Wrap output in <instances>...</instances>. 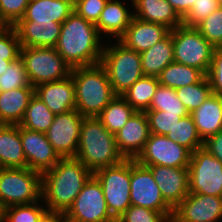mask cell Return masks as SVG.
Returning <instances> with one entry per match:
<instances>
[{
	"mask_svg": "<svg viewBox=\"0 0 222 222\" xmlns=\"http://www.w3.org/2000/svg\"><path fill=\"white\" fill-rule=\"evenodd\" d=\"M92 175L76 158H61L41 175V198L47 210L65 213Z\"/></svg>",
	"mask_w": 222,
	"mask_h": 222,
	"instance_id": "6da1fadb",
	"label": "cell"
},
{
	"mask_svg": "<svg viewBox=\"0 0 222 222\" xmlns=\"http://www.w3.org/2000/svg\"><path fill=\"white\" fill-rule=\"evenodd\" d=\"M100 36L95 24L73 11L62 23L55 48L72 68L98 64L105 44Z\"/></svg>",
	"mask_w": 222,
	"mask_h": 222,
	"instance_id": "7a4b0ae2",
	"label": "cell"
},
{
	"mask_svg": "<svg viewBox=\"0 0 222 222\" xmlns=\"http://www.w3.org/2000/svg\"><path fill=\"white\" fill-rule=\"evenodd\" d=\"M75 158L92 173L120 163L115 134L109 132L98 117H84Z\"/></svg>",
	"mask_w": 222,
	"mask_h": 222,
	"instance_id": "3957f363",
	"label": "cell"
},
{
	"mask_svg": "<svg viewBox=\"0 0 222 222\" xmlns=\"http://www.w3.org/2000/svg\"><path fill=\"white\" fill-rule=\"evenodd\" d=\"M71 76L75 84L76 110L83 117H98L116 96L101 63L74 67Z\"/></svg>",
	"mask_w": 222,
	"mask_h": 222,
	"instance_id": "277c9868",
	"label": "cell"
},
{
	"mask_svg": "<svg viewBox=\"0 0 222 222\" xmlns=\"http://www.w3.org/2000/svg\"><path fill=\"white\" fill-rule=\"evenodd\" d=\"M115 42L104 45L100 63L107 72L114 94L122 96L144 74L141 54L126 47L119 40Z\"/></svg>",
	"mask_w": 222,
	"mask_h": 222,
	"instance_id": "5b68a950",
	"label": "cell"
},
{
	"mask_svg": "<svg viewBox=\"0 0 222 222\" xmlns=\"http://www.w3.org/2000/svg\"><path fill=\"white\" fill-rule=\"evenodd\" d=\"M20 57L24 62L29 82L34 88L71 75L72 67L55 47H21Z\"/></svg>",
	"mask_w": 222,
	"mask_h": 222,
	"instance_id": "8992f818",
	"label": "cell"
},
{
	"mask_svg": "<svg viewBox=\"0 0 222 222\" xmlns=\"http://www.w3.org/2000/svg\"><path fill=\"white\" fill-rule=\"evenodd\" d=\"M93 175L101 184L108 211L117 220L131 206V159L98 169Z\"/></svg>",
	"mask_w": 222,
	"mask_h": 222,
	"instance_id": "52a82bcc",
	"label": "cell"
},
{
	"mask_svg": "<svg viewBox=\"0 0 222 222\" xmlns=\"http://www.w3.org/2000/svg\"><path fill=\"white\" fill-rule=\"evenodd\" d=\"M41 199V174L29 168H0L3 206L31 204Z\"/></svg>",
	"mask_w": 222,
	"mask_h": 222,
	"instance_id": "ba28073f",
	"label": "cell"
},
{
	"mask_svg": "<svg viewBox=\"0 0 222 222\" xmlns=\"http://www.w3.org/2000/svg\"><path fill=\"white\" fill-rule=\"evenodd\" d=\"M174 61L201 70L207 75L214 47L195 28L180 25L172 30Z\"/></svg>",
	"mask_w": 222,
	"mask_h": 222,
	"instance_id": "9c48e42d",
	"label": "cell"
},
{
	"mask_svg": "<svg viewBox=\"0 0 222 222\" xmlns=\"http://www.w3.org/2000/svg\"><path fill=\"white\" fill-rule=\"evenodd\" d=\"M64 215L67 222H116L108 211L101 184L94 175Z\"/></svg>",
	"mask_w": 222,
	"mask_h": 222,
	"instance_id": "30bf717a",
	"label": "cell"
},
{
	"mask_svg": "<svg viewBox=\"0 0 222 222\" xmlns=\"http://www.w3.org/2000/svg\"><path fill=\"white\" fill-rule=\"evenodd\" d=\"M189 193L222 197V163L203 147L189 162Z\"/></svg>",
	"mask_w": 222,
	"mask_h": 222,
	"instance_id": "8fae6325",
	"label": "cell"
},
{
	"mask_svg": "<svg viewBox=\"0 0 222 222\" xmlns=\"http://www.w3.org/2000/svg\"><path fill=\"white\" fill-rule=\"evenodd\" d=\"M130 200L133 206L161 212L165 217L173 213V209L163 199L150 169L135 159H131Z\"/></svg>",
	"mask_w": 222,
	"mask_h": 222,
	"instance_id": "7c38bea8",
	"label": "cell"
},
{
	"mask_svg": "<svg viewBox=\"0 0 222 222\" xmlns=\"http://www.w3.org/2000/svg\"><path fill=\"white\" fill-rule=\"evenodd\" d=\"M192 152L164 135L150 133L141 153L135 159L143 166L161 165L188 168Z\"/></svg>",
	"mask_w": 222,
	"mask_h": 222,
	"instance_id": "4fadbf2b",
	"label": "cell"
},
{
	"mask_svg": "<svg viewBox=\"0 0 222 222\" xmlns=\"http://www.w3.org/2000/svg\"><path fill=\"white\" fill-rule=\"evenodd\" d=\"M83 118L76 109L54 116L45 134L60 158H75Z\"/></svg>",
	"mask_w": 222,
	"mask_h": 222,
	"instance_id": "5bb4252c",
	"label": "cell"
},
{
	"mask_svg": "<svg viewBox=\"0 0 222 222\" xmlns=\"http://www.w3.org/2000/svg\"><path fill=\"white\" fill-rule=\"evenodd\" d=\"M19 133L27 168L42 175L51 170L61 159L54 151L45 133L23 128L20 125Z\"/></svg>",
	"mask_w": 222,
	"mask_h": 222,
	"instance_id": "9a60e30c",
	"label": "cell"
},
{
	"mask_svg": "<svg viewBox=\"0 0 222 222\" xmlns=\"http://www.w3.org/2000/svg\"><path fill=\"white\" fill-rule=\"evenodd\" d=\"M183 222H219L222 219V197L189 193L174 209Z\"/></svg>",
	"mask_w": 222,
	"mask_h": 222,
	"instance_id": "2e32d148",
	"label": "cell"
},
{
	"mask_svg": "<svg viewBox=\"0 0 222 222\" xmlns=\"http://www.w3.org/2000/svg\"><path fill=\"white\" fill-rule=\"evenodd\" d=\"M165 202L174 209L189 194V169L147 166Z\"/></svg>",
	"mask_w": 222,
	"mask_h": 222,
	"instance_id": "e0dca14e",
	"label": "cell"
},
{
	"mask_svg": "<svg viewBox=\"0 0 222 222\" xmlns=\"http://www.w3.org/2000/svg\"><path fill=\"white\" fill-rule=\"evenodd\" d=\"M150 129L145 112H135L116 134L119 153L124 159H136L149 139Z\"/></svg>",
	"mask_w": 222,
	"mask_h": 222,
	"instance_id": "ac0fdd59",
	"label": "cell"
},
{
	"mask_svg": "<svg viewBox=\"0 0 222 222\" xmlns=\"http://www.w3.org/2000/svg\"><path fill=\"white\" fill-rule=\"evenodd\" d=\"M35 94L54 115L76 109L75 84L71 75L62 80L36 86Z\"/></svg>",
	"mask_w": 222,
	"mask_h": 222,
	"instance_id": "d6986e66",
	"label": "cell"
},
{
	"mask_svg": "<svg viewBox=\"0 0 222 222\" xmlns=\"http://www.w3.org/2000/svg\"><path fill=\"white\" fill-rule=\"evenodd\" d=\"M170 31L164 25L133 17L125 33L118 40L126 47L141 53L164 39Z\"/></svg>",
	"mask_w": 222,
	"mask_h": 222,
	"instance_id": "ffe728a7",
	"label": "cell"
},
{
	"mask_svg": "<svg viewBox=\"0 0 222 222\" xmlns=\"http://www.w3.org/2000/svg\"><path fill=\"white\" fill-rule=\"evenodd\" d=\"M61 26L53 21H18L14 28L21 47H56Z\"/></svg>",
	"mask_w": 222,
	"mask_h": 222,
	"instance_id": "44dd1931",
	"label": "cell"
},
{
	"mask_svg": "<svg viewBox=\"0 0 222 222\" xmlns=\"http://www.w3.org/2000/svg\"><path fill=\"white\" fill-rule=\"evenodd\" d=\"M133 5V17L158 23L170 30L183 24L182 19L167 0H130ZM136 10V11H135Z\"/></svg>",
	"mask_w": 222,
	"mask_h": 222,
	"instance_id": "7402d4cb",
	"label": "cell"
},
{
	"mask_svg": "<svg viewBox=\"0 0 222 222\" xmlns=\"http://www.w3.org/2000/svg\"><path fill=\"white\" fill-rule=\"evenodd\" d=\"M121 0H108L100 17L95 24L99 34H107L117 40L125 33L133 18V11L120 2ZM110 34V35H109ZM115 37V38H114Z\"/></svg>",
	"mask_w": 222,
	"mask_h": 222,
	"instance_id": "603a6c76",
	"label": "cell"
},
{
	"mask_svg": "<svg viewBox=\"0 0 222 222\" xmlns=\"http://www.w3.org/2000/svg\"><path fill=\"white\" fill-rule=\"evenodd\" d=\"M190 114L203 142L222 131V97L220 95L212 93L200 107Z\"/></svg>",
	"mask_w": 222,
	"mask_h": 222,
	"instance_id": "cb8c5ba5",
	"label": "cell"
},
{
	"mask_svg": "<svg viewBox=\"0 0 222 222\" xmlns=\"http://www.w3.org/2000/svg\"><path fill=\"white\" fill-rule=\"evenodd\" d=\"M34 93V87L0 92V124L19 125Z\"/></svg>",
	"mask_w": 222,
	"mask_h": 222,
	"instance_id": "d4e9b609",
	"label": "cell"
},
{
	"mask_svg": "<svg viewBox=\"0 0 222 222\" xmlns=\"http://www.w3.org/2000/svg\"><path fill=\"white\" fill-rule=\"evenodd\" d=\"M73 12V0H30L19 21H53L62 24Z\"/></svg>",
	"mask_w": 222,
	"mask_h": 222,
	"instance_id": "484cf974",
	"label": "cell"
},
{
	"mask_svg": "<svg viewBox=\"0 0 222 222\" xmlns=\"http://www.w3.org/2000/svg\"><path fill=\"white\" fill-rule=\"evenodd\" d=\"M0 168H27L19 125L0 124Z\"/></svg>",
	"mask_w": 222,
	"mask_h": 222,
	"instance_id": "4316f807",
	"label": "cell"
},
{
	"mask_svg": "<svg viewBox=\"0 0 222 222\" xmlns=\"http://www.w3.org/2000/svg\"><path fill=\"white\" fill-rule=\"evenodd\" d=\"M140 54L144 76L158 77L168 64L174 62L172 30L164 39Z\"/></svg>",
	"mask_w": 222,
	"mask_h": 222,
	"instance_id": "83f0119b",
	"label": "cell"
},
{
	"mask_svg": "<svg viewBox=\"0 0 222 222\" xmlns=\"http://www.w3.org/2000/svg\"><path fill=\"white\" fill-rule=\"evenodd\" d=\"M206 75L199 69L178 62L168 64L158 76L160 85L177 89L200 82Z\"/></svg>",
	"mask_w": 222,
	"mask_h": 222,
	"instance_id": "f1b7e54d",
	"label": "cell"
},
{
	"mask_svg": "<svg viewBox=\"0 0 222 222\" xmlns=\"http://www.w3.org/2000/svg\"><path fill=\"white\" fill-rule=\"evenodd\" d=\"M155 76H143L136 81L122 96L137 112H145L150 108L151 100L159 86Z\"/></svg>",
	"mask_w": 222,
	"mask_h": 222,
	"instance_id": "f546056e",
	"label": "cell"
},
{
	"mask_svg": "<svg viewBox=\"0 0 222 222\" xmlns=\"http://www.w3.org/2000/svg\"><path fill=\"white\" fill-rule=\"evenodd\" d=\"M135 112L123 96L116 95L98 118L109 132L116 134Z\"/></svg>",
	"mask_w": 222,
	"mask_h": 222,
	"instance_id": "4dcf8cb0",
	"label": "cell"
},
{
	"mask_svg": "<svg viewBox=\"0 0 222 222\" xmlns=\"http://www.w3.org/2000/svg\"><path fill=\"white\" fill-rule=\"evenodd\" d=\"M54 116L50 109L34 93L19 125L23 128L46 133L53 122Z\"/></svg>",
	"mask_w": 222,
	"mask_h": 222,
	"instance_id": "1f68e13d",
	"label": "cell"
},
{
	"mask_svg": "<svg viewBox=\"0 0 222 222\" xmlns=\"http://www.w3.org/2000/svg\"><path fill=\"white\" fill-rule=\"evenodd\" d=\"M166 137L171 139L173 142L186 147L192 153L203 147V141L198 135L196 125L194 124L191 114L182 117L175 125L172 132H169Z\"/></svg>",
	"mask_w": 222,
	"mask_h": 222,
	"instance_id": "d6a6232c",
	"label": "cell"
},
{
	"mask_svg": "<svg viewBox=\"0 0 222 222\" xmlns=\"http://www.w3.org/2000/svg\"><path fill=\"white\" fill-rule=\"evenodd\" d=\"M175 92L190 114L211 96L212 88L207 76H205L200 82L177 88Z\"/></svg>",
	"mask_w": 222,
	"mask_h": 222,
	"instance_id": "836d02e7",
	"label": "cell"
},
{
	"mask_svg": "<svg viewBox=\"0 0 222 222\" xmlns=\"http://www.w3.org/2000/svg\"><path fill=\"white\" fill-rule=\"evenodd\" d=\"M148 110H160L177 116L185 117L189 114L183 103L178 99L175 89L163 85L158 86L151 100Z\"/></svg>",
	"mask_w": 222,
	"mask_h": 222,
	"instance_id": "e575fe53",
	"label": "cell"
},
{
	"mask_svg": "<svg viewBox=\"0 0 222 222\" xmlns=\"http://www.w3.org/2000/svg\"><path fill=\"white\" fill-rule=\"evenodd\" d=\"M42 198L31 204L12 205L4 210L3 222H39L48 211ZM41 205V206H40Z\"/></svg>",
	"mask_w": 222,
	"mask_h": 222,
	"instance_id": "d590c367",
	"label": "cell"
},
{
	"mask_svg": "<svg viewBox=\"0 0 222 222\" xmlns=\"http://www.w3.org/2000/svg\"><path fill=\"white\" fill-rule=\"evenodd\" d=\"M22 87L33 86L29 82L23 60L18 57L0 75V92Z\"/></svg>",
	"mask_w": 222,
	"mask_h": 222,
	"instance_id": "8d00e7d4",
	"label": "cell"
},
{
	"mask_svg": "<svg viewBox=\"0 0 222 222\" xmlns=\"http://www.w3.org/2000/svg\"><path fill=\"white\" fill-rule=\"evenodd\" d=\"M195 28L213 46H222V7L217 8Z\"/></svg>",
	"mask_w": 222,
	"mask_h": 222,
	"instance_id": "74e56055",
	"label": "cell"
},
{
	"mask_svg": "<svg viewBox=\"0 0 222 222\" xmlns=\"http://www.w3.org/2000/svg\"><path fill=\"white\" fill-rule=\"evenodd\" d=\"M150 133L166 136L182 117L160 110H146Z\"/></svg>",
	"mask_w": 222,
	"mask_h": 222,
	"instance_id": "f35d334b",
	"label": "cell"
},
{
	"mask_svg": "<svg viewBox=\"0 0 222 222\" xmlns=\"http://www.w3.org/2000/svg\"><path fill=\"white\" fill-rule=\"evenodd\" d=\"M20 41L14 26H9L0 32V58L16 60L20 57Z\"/></svg>",
	"mask_w": 222,
	"mask_h": 222,
	"instance_id": "ab89813d",
	"label": "cell"
},
{
	"mask_svg": "<svg viewBox=\"0 0 222 222\" xmlns=\"http://www.w3.org/2000/svg\"><path fill=\"white\" fill-rule=\"evenodd\" d=\"M219 7L217 0H197L193 2L188 14L182 19L183 25L195 27Z\"/></svg>",
	"mask_w": 222,
	"mask_h": 222,
	"instance_id": "60d3db41",
	"label": "cell"
},
{
	"mask_svg": "<svg viewBox=\"0 0 222 222\" xmlns=\"http://www.w3.org/2000/svg\"><path fill=\"white\" fill-rule=\"evenodd\" d=\"M166 217L157 211L131 205L116 222H165Z\"/></svg>",
	"mask_w": 222,
	"mask_h": 222,
	"instance_id": "b9f144b4",
	"label": "cell"
},
{
	"mask_svg": "<svg viewBox=\"0 0 222 222\" xmlns=\"http://www.w3.org/2000/svg\"><path fill=\"white\" fill-rule=\"evenodd\" d=\"M108 0H73V11L96 24Z\"/></svg>",
	"mask_w": 222,
	"mask_h": 222,
	"instance_id": "7bdbcfd3",
	"label": "cell"
},
{
	"mask_svg": "<svg viewBox=\"0 0 222 222\" xmlns=\"http://www.w3.org/2000/svg\"><path fill=\"white\" fill-rule=\"evenodd\" d=\"M30 0H0V15L8 26H14L23 16Z\"/></svg>",
	"mask_w": 222,
	"mask_h": 222,
	"instance_id": "ee69618b",
	"label": "cell"
},
{
	"mask_svg": "<svg viewBox=\"0 0 222 222\" xmlns=\"http://www.w3.org/2000/svg\"><path fill=\"white\" fill-rule=\"evenodd\" d=\"M206 76L212 93L222 97V46L214 47L212 61Z\"/></svg>",
	"mask_w": 222,
	"mask_h": 222,
	"instance_id": "f6af8a7d",
	"label": "cell"
},
{
	"mask_svg": "<svg viewBox=\"0 0 222 222\" xmlns=\"http://www.w3.org/2000/svg\"><path fill=\"white\" fill-rule=\"evenodd\" d=\"M203 148L222 163V131L207 138L203 142Z\"/></svg>",
	"mask_w": 222,
	"mask_h": 222,
	"instance_id": "bcb514c9",
	"label": "cell"
},
{
	"mask_svg": "<svg viewBox=\"0 0 222 222\" xmlns=\"http://www.w3.org/2000/svg\"><path fill=\"white\" fill-rule=\"evenodd\" d=\"M181 19H183L197 0H167Z\"/></svg>",
	"mask_w": 222,
	"mask_h": 222,
	"instance_id": "7dc6e473",
	"label": "cell"
},
{
	"mask_svg": "<svg viewBox=\"0 0 222 222\" xmlns=\"http://www.w3.org/2000/svg\"><path fill=\"white\" fill-rule=\"evenodd\" d=\"M39 222H67L62 212L47 211Z\"/></svg>",
	"mask_w": 222,
	"mask_h": 222,
	"instance_id": "c3c4849f",
	"label": "cell"
},
{
	"mask_svg": "<svg viewBox=\"0 0 222 222\" xmlns=\"http://www.w3.org/2000/svg\"><path fill=\"white\" fill-rule=\"evenodd\" d=\"M15 60H4L0 58V75L7 69V67Z\"/></svg>",
	"mask_w": 222,
	"mask_h": 222,
	"instance_id": "681fc988",
	"label": "cell"
},
{
	"mask_svg": "<svg viewBox=\"0 0 222 222\" xmlns=\"http://www.w3.org/2000/svg\"><path fill=\"white\" fill-rule=\"evenodd\" d=\"M165 222H183L180 219H178L173 213L166 217Z\"/></svg>",
	"mask_w": 222,
	"mask_h": 222,
	"instance_id": "f907efd6",
	"label": "cell"
},
{
	"mask_svg": "<svg viewBox=\"0 0 222 222\" xmlns=\"http://www.w3.org/2000/svg\"><path fill=\"white\" fill-rule=\"evenodd\" d=\"M7 27H9L6 22L2 19L1 15H0V32L5 30Z\"/></svg>",
	"mask_w": 222,
	"mask_h": 222,
	"instance_id": "816d5d0a",
	"label": "cell"
},
{
	"mask_svg": "<svg viewBox=\"0 0 222 222\" xmlns=\"http://www.w3.org/2000/svg\"><path fill=\"white\" fill-rule=\"evenodd\" d=\"M4 210L5 207L3 206V204L0 202V222L4 221Z\"/></svg>",
	"mask_w": 222,
	"mask_h": 222,
	"instance_id": "f5cc1de1",
	"label": "cell"
},
{
	"mask_svg": "<svg viewBox=\"0 0 222 222\" xmlns=\"http://www.w3.org/2000/svg\"><path fill=\"white\" fill-rule=\"evenodd\" d=\"M219 2L220 7H222V0H217Z\"/></svg>",
	"mask_w": 222,
	"mask_h": 222,
	"instance_id": "db71d44e",
	"label": "cell"
}]
</instances>
